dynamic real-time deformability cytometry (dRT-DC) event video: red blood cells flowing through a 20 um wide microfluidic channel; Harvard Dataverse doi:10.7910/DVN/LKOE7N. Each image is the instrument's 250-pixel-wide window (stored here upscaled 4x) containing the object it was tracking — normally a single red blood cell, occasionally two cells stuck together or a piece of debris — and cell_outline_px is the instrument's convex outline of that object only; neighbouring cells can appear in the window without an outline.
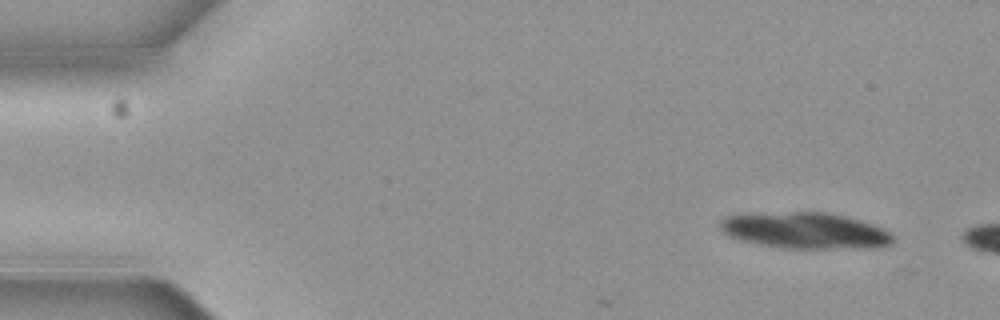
{"species": "common noctule bat (a hibernating species)", "species_latin": "Nyctalus noctula", "temperature_condition": "cold", "stored_images_in_passage": 3, "camera_frame_rate_fps": 3000, "um_per_image_px": 0.085, "animal": {"sex": "female", "body_mass_g": 19.3, "forearm_length_mm": 54.1}, "frame": {"image": 1, "passage_image": 1, "time_ms": 0.0, "image_size_px": [1000, 320], "cell_outline_px": [[892, 244], [880, 248], [780, 248], [740, 240], [728, 236], [720, 228], [720, 220], [724, 216], [792, 212], [828, 212], [860, 220], [884, 228], [892, 236]], "centroid_in_image_um": [68.47, 19.61], "position_along_channel_um": 16.5, "area_um2": 36.3}}